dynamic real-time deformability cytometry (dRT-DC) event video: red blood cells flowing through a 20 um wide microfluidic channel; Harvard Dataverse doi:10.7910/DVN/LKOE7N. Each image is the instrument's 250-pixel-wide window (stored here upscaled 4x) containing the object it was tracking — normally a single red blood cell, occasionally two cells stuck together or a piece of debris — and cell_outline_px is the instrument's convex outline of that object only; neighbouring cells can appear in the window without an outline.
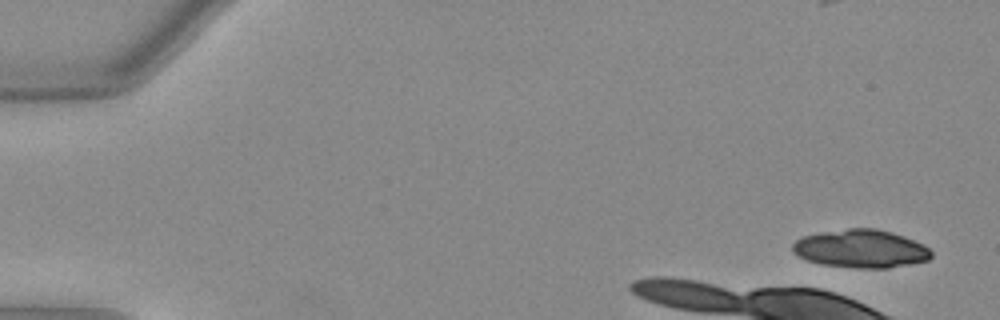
{"species": "Egyptian fruit bat (a non-hibernating species)", "species_latin": "Rousettus aegyptiacus", "temperature_condition": "warm", "stored_images_in_passage": 38, "camera_frame_rate_fps": 3000, "um_per_image_px": 0.085, "animal": {"sex": "female"}, "frame": {"image": 1, "passage_image": 1, "time_ms": 0.0, "image_size_px": [1000, 320], "cell_outline_px": [[932, 256], [928, 260], [888, 268], [856, 268], [824, 264], [808, 260], [800, 256], [792, 248], [792, 244], [796, 240], [804, 236], [820, 232], [848, 228], [876, 228], [892, 232], [904, 236], [924, 244], [932, 252]], "centroid_in_image_um": [73.21, 21.13], "position_along_channel_um": 11.8, "area_um2": 30.63}}